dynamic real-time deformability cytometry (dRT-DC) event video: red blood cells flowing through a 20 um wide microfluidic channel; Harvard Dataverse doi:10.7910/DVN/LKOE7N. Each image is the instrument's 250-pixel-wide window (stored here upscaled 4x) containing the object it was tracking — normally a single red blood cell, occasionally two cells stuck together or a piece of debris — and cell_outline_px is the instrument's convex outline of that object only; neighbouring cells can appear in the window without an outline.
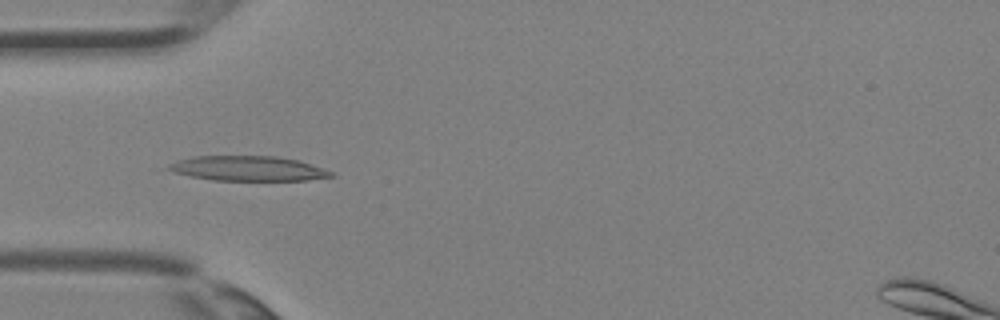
{"species": "Egyptian fruit bat (a non-hibernating species)", "species_latin": "Rousettus aegyptiacus", "temperature_condition": "room temperature", "stored_images_in_passage": 4, "camera_frame_rate_fps": 3000, "um_per_image_px": 0.085, "animal": {"sex": "female"}, "frame": {"image": 1, "passage_image": 4, "time_ms": 1.0, "image_size_px": [1000, 320], "cell_outline_px": [[336, 176], [308, 180], [212, 180], [192, 176], [176, 172], [168, 168], [176, 160], [192, 156], [276, 156], [300, 160], [332, 172]], "centroid_in_image_um": [21.13, 14.31], "position_along_channel_um": 63.9, "area_um2": 23.29}}